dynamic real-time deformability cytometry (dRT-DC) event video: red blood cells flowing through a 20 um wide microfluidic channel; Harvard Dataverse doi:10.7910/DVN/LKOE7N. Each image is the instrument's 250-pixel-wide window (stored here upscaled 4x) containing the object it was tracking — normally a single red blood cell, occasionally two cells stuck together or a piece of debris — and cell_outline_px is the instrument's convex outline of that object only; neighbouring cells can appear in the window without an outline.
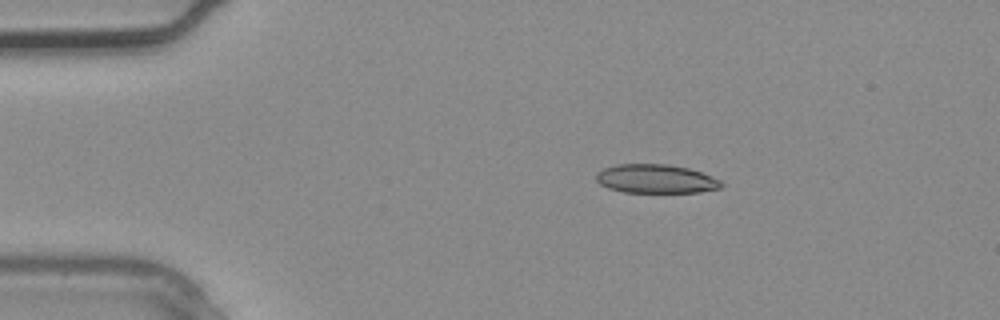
{"species": "common noctule bat (a hibernating species)", "species_latin": "Nyctalus noctula", "temperature_condition": "warm", "stored_images_in_passage": 2, "camera_frame_rate_fps": 3000, "um_per_image_px": 0.085, "animal": {"sex": "male", "body_mass_g": 20.4}, "frame": {"image": 1, "passage_image": 1, "time_ms": 0.0, "image_size_px": [1000, 320], "cell_outline_px": [[724, 184], [720, 188], [700, 192], [624, 192], [608, 188], [600, 184], [596, 180], [596, 172], [604, 168], [616, 164], [668, 164], [688, 168], [712, 176], [720, 180]], "centroid_in_image_um": [55.74, 15.2], "position_along_channel_um": 29.3, "area_um2": 21.04}}